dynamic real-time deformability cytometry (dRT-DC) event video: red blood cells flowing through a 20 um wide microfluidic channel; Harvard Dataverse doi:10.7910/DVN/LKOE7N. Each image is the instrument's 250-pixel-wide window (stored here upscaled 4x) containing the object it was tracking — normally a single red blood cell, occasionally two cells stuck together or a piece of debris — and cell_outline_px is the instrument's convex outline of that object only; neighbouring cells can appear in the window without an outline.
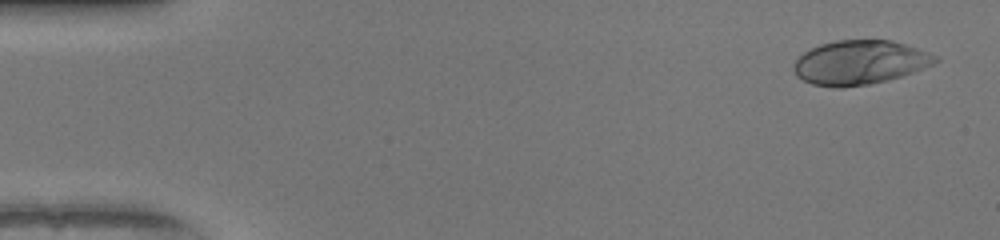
{"species": "human", "species_latin": "Homo sapiens", "temperature_condition": "warm", "stored_images_in_passage": 50, "camera_frame_rate_fps": 3000, "um_per_image_px": 0.085, "donor": {"sex": "female"}, "frame": {"image": 1, "passage_image": 2, "time_ms": 0.333, "image_size_px": [1000, 240], "cell_outline_px": [[940, 60], [932, 64], [912, 72], [888, 80], [868, 84], [840, 88], [832, 88], [812, 84], [796, 76], [792, 68], [792, 64], [804, 52], [820, 44], [836, 40], [892, 40], [940, 56]], "centroid_in_image_um": [73.05, 5.31], "position_along_channel_um": 11.9, "area_um2": 36.41}}
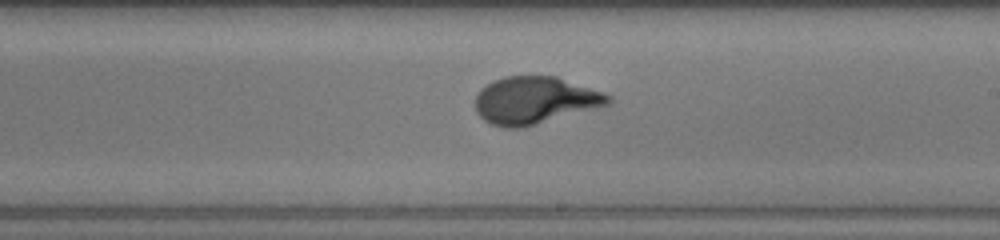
{"frame": {"image": 2, "passage_image": 29, "time_ms": 9.333, "image_size_px": [1000, 240], "cell_outline_px": [[612, 100], [608, 104], [600, 108], [520, 128], [504, 128], [492, 124], [484, 120], [476, 112], [476, 96], [480, 88], [492, 80], [504, 76], [556, 76], [604, 92], [612, 96]], "centroid_in_image_um": [45.48, 8.52], "position_along_channel_um": 243.5, "area_um2": 36.93}}
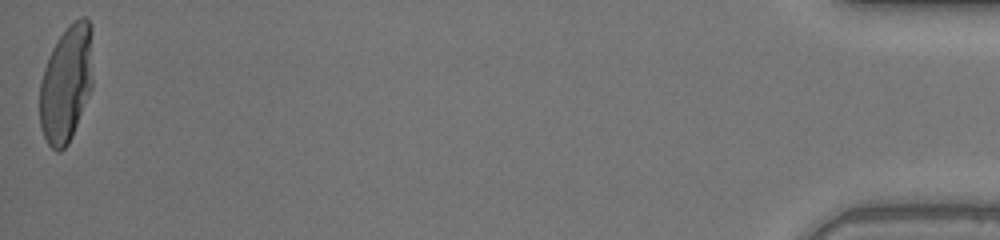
{"frame": {"image": 3, "passage_image": 50, "time_ms": 16.333, "image_size_px": [1000, 240], "cell_outline_px": [[92, 88], [72, 136], [68, 144], [60, 152], [56, 152], [48, 144], [40, 128], [40, 80], [44, 68], [52, 48], [68, 24], [80, 16], [84, 16], [92, 24]], "centroid_in_image_um": [5.64, 7.09], "position_along_channel_um": 429.6, "area_um2": 36.59}, "authors_computed_cell_mechanics": {"area_um2": 35.6337, "velocity_mm_per_s": 4.0953, "shape_relaxation_time_tau1_ms": 4.3937, "shape_relaxation_time_tau2_ms": null, "deformation_change_tau1": 0.2653, "deformation_change_tau2": null}}